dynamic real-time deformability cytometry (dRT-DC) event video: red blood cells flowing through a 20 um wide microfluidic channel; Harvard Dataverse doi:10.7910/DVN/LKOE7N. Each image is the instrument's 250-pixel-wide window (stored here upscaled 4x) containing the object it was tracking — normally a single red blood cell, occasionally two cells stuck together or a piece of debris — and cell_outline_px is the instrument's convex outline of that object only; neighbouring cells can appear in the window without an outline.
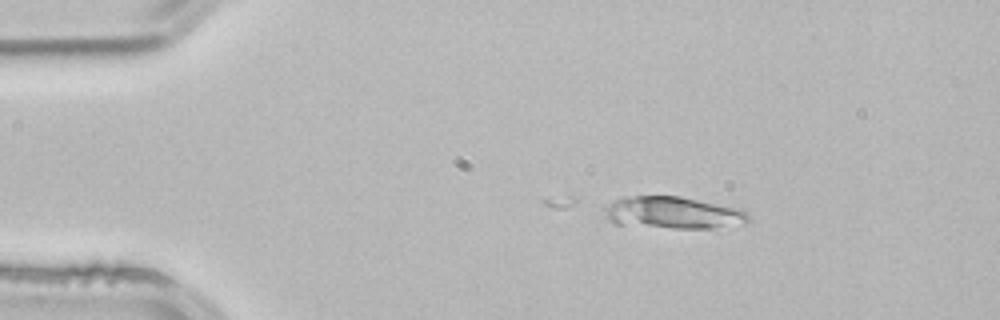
{"species": "common noctule bat (a hibernating species)", "species_latin": "Nyctalus noctula", "temperature_condition": "room temperature", "stored_images_in_passage": 2, "camera_frame_rate_fps": 3000, "um_per_image_px": 0.085, "animal": {"sex": "male", "body_mass_g": 21.5, "forearm_length_mm": 52.0}, "frame": {"image": 1, "passage_image": 1, "time_ms": 0.0, "image_size_px": [1000, 320], "cell_outline_px": [[752, 220], [744, 224], [712, 228], [672, 228], [616, 224], [608, 220], [604, 208], [608, 204], [624, 196], [680, 196], [744, 208], [748, 212]], "centroid_in_image_um": [57.3, 18.08], "position_along_channel_um": 27.7, "area_um2": 27.34}}